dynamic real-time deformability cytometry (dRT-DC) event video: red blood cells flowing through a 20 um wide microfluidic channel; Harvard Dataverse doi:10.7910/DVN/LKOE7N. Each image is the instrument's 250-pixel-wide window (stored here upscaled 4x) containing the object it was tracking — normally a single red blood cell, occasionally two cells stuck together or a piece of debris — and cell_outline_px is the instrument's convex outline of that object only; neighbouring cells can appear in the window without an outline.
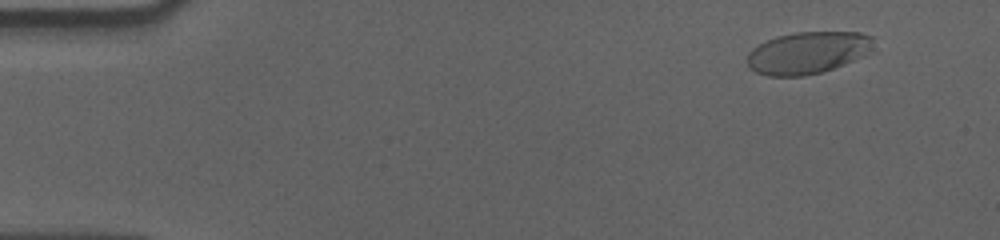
{"species": "human", "species_latin": "Homo sapiens", "temperature_condition": "cold", "stored_images_in_passage": 54, "camera_frame_rate_fps": 3000, "um_per_image_px": 0.085, "donor": {"sex": "male"}, "frame": {"image": 1, "passage_image": 1, "time_ms": 0.0, "image_size_px": [1000, 240], "cell_outline_px": [[876, 52], [844, 64], [820, 72], [804, 76], [768, 76], [756, 72], [748, 68], [748, 52], [752, 48], [776, 36], [796, 32], [860, 32], [872, 36]], "centroid_in_image_um": [68.72, 4.48], "position_along_channel_um": 16.3, "area_um2": 31.33}}
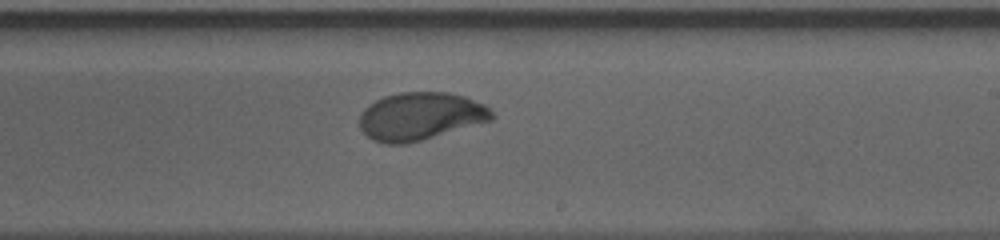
{"frame": {"image": 2, "passage_image": 31, "time_ms": 10.0, "image_size_px": [1000, 240], "cell_outline_px": [[496, 116], [492, 120], [420, 140], [404, 144], [384, 144], [372, 140], [360, 128], [360, 116], [364, 108], [368, 104], [384, 96], [400, 92], [448, 92], [464, 96], [484, 104]], "centroid_in_image_um": [35.71, 9.87], "position_along_channel_um": 253.3, "area_um2": 36.7}}
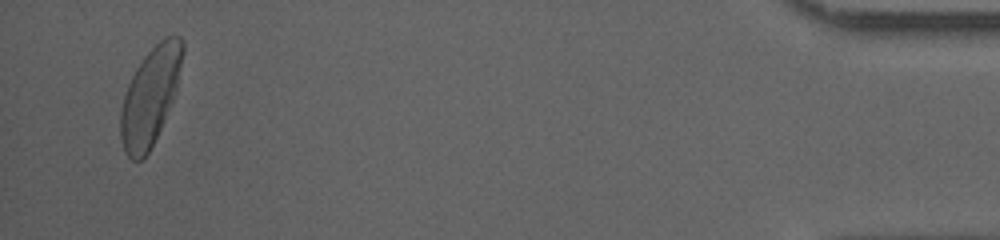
{"frame": {"image": 3, "passage_image": 52, "time_ms": 17.0, "image_size_px": [1000, 240], "cell_outline_px": [[184, 52], [176, 88], [172, 100], [164, 120], [148, 152], [140, 160], [132, 160], [124, 152], [120, 136], [120, 112], [124, 96], [128, 84], [136, 68], [144, 56], [164, 36], [180, 36], [184, 40]], "centroid_in_image_um": [12.76, 8.16], "position_along_channel_um": 422.4, "area_um2": 34.8}, "authors_computed_cell_mechanics": {"area_um2": 35.4603, "velocity_mm_per_s": 3.534, "shape_relaxation_time_tau1_ms": 4.6251, "shape_relaxation_time_tau2_ms": null, "deformation_change_tau1": 0.1732, "deformation_change_tau2": null}}